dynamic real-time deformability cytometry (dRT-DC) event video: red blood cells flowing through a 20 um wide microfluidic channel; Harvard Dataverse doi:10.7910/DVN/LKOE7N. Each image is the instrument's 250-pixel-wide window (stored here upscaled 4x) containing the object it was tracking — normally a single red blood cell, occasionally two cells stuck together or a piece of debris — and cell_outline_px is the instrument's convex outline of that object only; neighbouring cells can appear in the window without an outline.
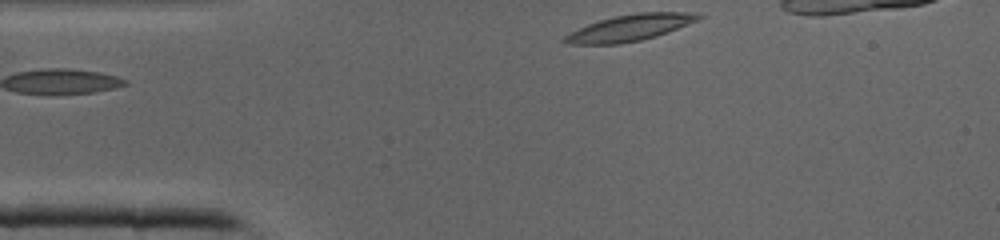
{"species": "common noctule bat (a hibernating species)", "species_latin": "Nyctalus noctula", "temperature_condition": "cold", "stored_images_in_passage": 30, "camera_frame_rate_fps": 3000, "um_per_image_px": 0.085, "animal": {"sex": "male", "body_mass_g": 19.0, "forearm_length_mm": 50.8}, "frame": {"image": 1, "passage_image": 1, "time_ms": 0.0, "image_size_px": [1000, 240], "cell_outline_px": [[704, 16], [696, 20], [656, 36], [640, 40], [620, 44], [568, 44], [560, 40], [564, 36], [588, 24], [600, 20], [616, 16], [636, 12], [684, 12]], "centroid_in_image_um": [53.47, 2.37], "position_along_channel_um": 31.5, "area_um2": 20.06}}
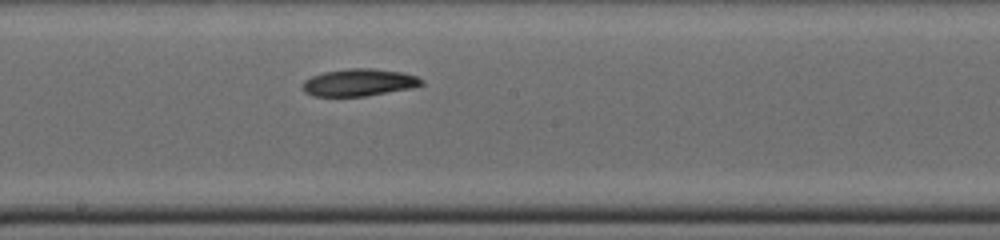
{"frame": {"image": 2, "passage_image": 15, "time_ms": 4.667, "image_size_px": [1000, 240], "cell_outline_px": [[424, 84], [408, 88], [364, 96], [312, 96], [304, 92], [304, 80], [312, 76], [324, 72], [348, 68], [372, 68], [404, 72], [416, 76], [424, 80]], "centroid_in_image_um": [30.51, 7.0], "position_along_channel_um": 217.7, "area_um2": 18.73}}
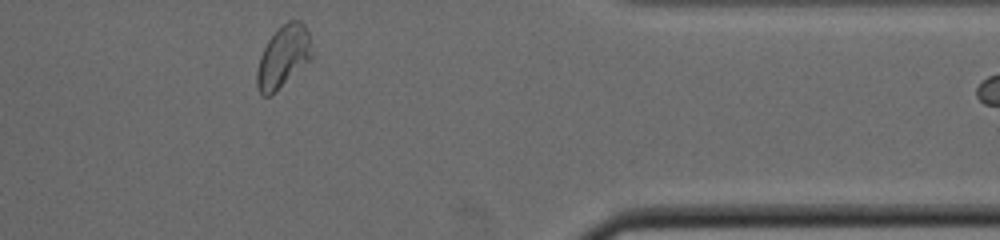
{"frame": {"image": 3, "passage_image": 27, "time_ms": 8.667, "image_size_px": [1000, 240], "cell_outline_px": [[312, 56], [308, 60], [268, 96], [260, 96], [256, 84], [256, 72], [260, 56], [268, 40], [288, 20], [300, 20], [304, 24], [308, 32]], "centroid_in_image_um": [24.03, 4.79], "position_along_channel_um": 387.4, "area_um2": 18.96}}